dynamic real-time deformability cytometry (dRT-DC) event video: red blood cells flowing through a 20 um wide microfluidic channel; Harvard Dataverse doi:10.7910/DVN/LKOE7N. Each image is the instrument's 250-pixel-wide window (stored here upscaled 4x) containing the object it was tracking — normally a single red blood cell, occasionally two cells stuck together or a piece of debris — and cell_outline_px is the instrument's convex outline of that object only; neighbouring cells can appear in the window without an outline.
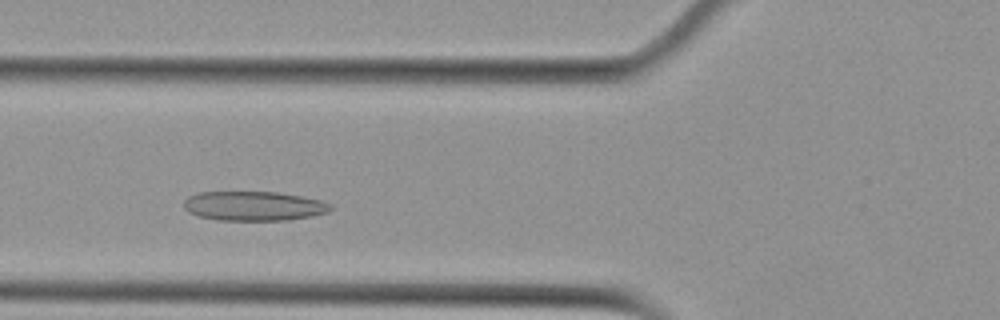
{"species": "Egyptian fruit bat (a non-hibernating species)", "species_latin": "Rousettus aegyptiacus", "temperature_condition": "cold", "stored_images_in_passage": 44, "camera_frame_rate_fps": 3000, "um_per_image_px": 0.085, "animal": {"sex": "female"}, "frame": {"image": 1, "passage_image": 10, "time_ms": 3.0, "image_size_px": [1000, 320], "cell_outline_px": [[332, 208], [328, 212], [312, 216], [288, 220], [216, 220], [200, 216], [188, 212], [184, 208], [184, 200], [188, 196], [200, 192], [276, 192], [304, 196], [320, 200], [332, 204]], "centroid_in_image_um": [21.59, 17.51], "position_along_channel_um": 104.2, "area_um2": 25.26}}
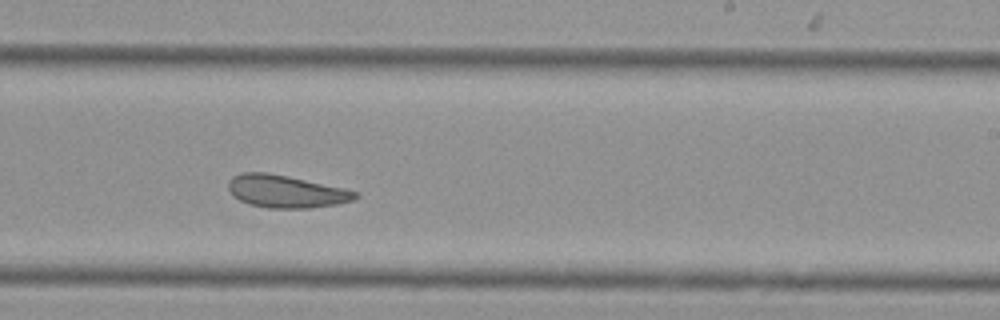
{"frame": {"image": 2, "passage_image": 23, "time_ms": 7.333, "image_size_px": [1000, 320], "cell_outline_px": [[360, 196], [352, 200], [336, 204], [308, 208], [268, 208], [248, 204], [232, 196], [228, 188], [228, 180], [232, 176], [240, 172], [268, 172], [288, 176], [344, 188], [356, 192]], "centroid_in_image_um": [24.25, 16.26], "position_along_channel_um": 264.8, "area_um2": 24.16}}
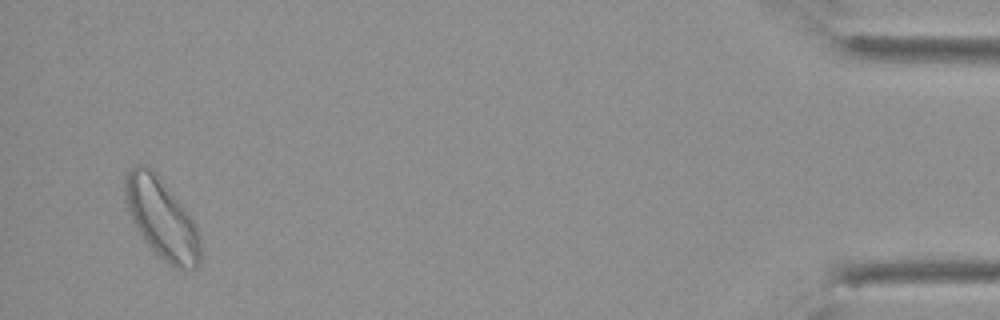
{"frame": {"image": 3, "passage_image": 42, "time_ms": 13.667, "image_size_px": [1000, 320], "cell_outline_px": [[200, 264], [192, 272], [176, 268], [164, 260], [144, 240], [132, 220], [128, 212], [124, 200], [124, 176], [136, 164], [148, 164], [156, 172], [184, 208], [192, 220], [200, 236]], "centroid_in_image_um": [13.72, 18.56], "position_along_channel_um": 421.5, "area_um2": 35.2}, "authors_computed_cell_mechanics": {"area_um2": 25.8944, "velocity_mm_per_s": 3.7181, "shape_relaxation_time_tau1_ms": 8.0997, "shape_relaxation_time_tau2_ms": 4.0231, "deformation_change_tau1": 0.1402, "deformation_change_tau2": 0.1118}}